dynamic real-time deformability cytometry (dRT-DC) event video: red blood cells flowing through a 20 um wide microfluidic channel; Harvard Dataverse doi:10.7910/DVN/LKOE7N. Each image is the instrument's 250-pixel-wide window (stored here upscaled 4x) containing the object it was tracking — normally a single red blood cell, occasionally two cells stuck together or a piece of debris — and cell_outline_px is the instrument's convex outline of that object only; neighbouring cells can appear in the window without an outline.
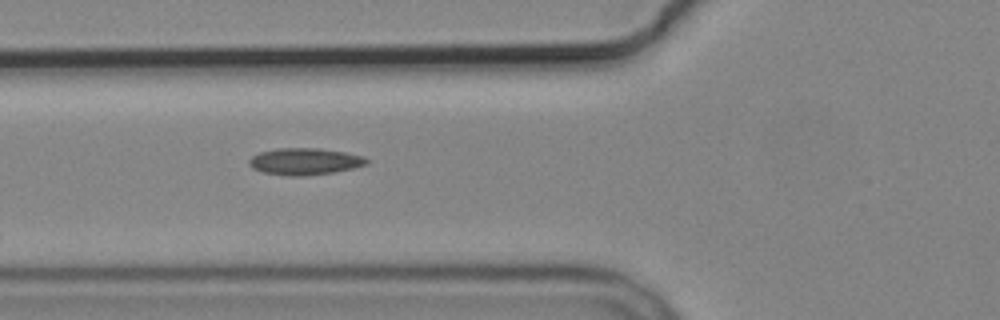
{"species": "common noctule bat (a hibernating species)", "species_latin": "Nyctalus noctula", "temperature_condition": "cold", "stored_images_in_passage": 6, "camera_frame_rate_fps": 3000, "um_per_image_px": 0.085, "animal": {"sex": "male", "body_mass_g": 19.2, "forearm_length_mm": 51.8}, "frame": {"image": 1, "passage_image": 6, "time_ms": 6.0, "image_size_px": [1000, 320], "cell_outline_px": [[368, 164], [352, 168], [332, 172], [304, 176], [288, 176], [264, 172], [252, 168], [248, 164], [248, 160], [252, 156], [260, 152], [280, 148], [316, 148], [344, 152], [364, 156], [368, 160]], "centroid_in_image_um": [25.89, 13.72], "position_along_channel_um": 99.9, "area_um2": 18.21}}